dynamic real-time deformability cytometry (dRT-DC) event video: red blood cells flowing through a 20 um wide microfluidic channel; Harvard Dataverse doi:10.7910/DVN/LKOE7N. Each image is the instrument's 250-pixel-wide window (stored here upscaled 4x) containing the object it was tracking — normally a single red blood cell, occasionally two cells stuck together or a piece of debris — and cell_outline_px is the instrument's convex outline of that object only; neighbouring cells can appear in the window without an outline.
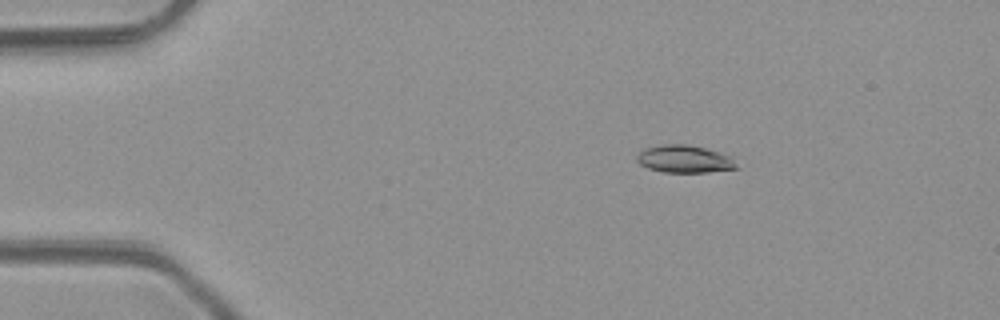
{"species": "common noctule bat (a hibernating species)", "species_latin": "Nyctalus noctula", "temperature_condition": "room temperature", "stored_images_in_passage": 4, "camera_frame_rate_fps": 3000, "um_per_image_px": 0.085, "animal": {"sex": "male", "body_mass_g": 23.1, "forearm_length_mm": 52.7}, "frame": {"image": 1, "passage_image": 3, "time_ms": 2.333, "image_size_px": [1000, 320], "cell_outline_px": [[740, 168], [708, 172], [664, 172], [648, 168], [640, 164], [636, 160], [636, 156], [644, 148], [660, 144], [688, 144], [704, 148], [728, 156]], "centroid_in_image_um": [58.12, 13.52], "position_along_channel_um": 26.9, "area_um2": 15.84}}